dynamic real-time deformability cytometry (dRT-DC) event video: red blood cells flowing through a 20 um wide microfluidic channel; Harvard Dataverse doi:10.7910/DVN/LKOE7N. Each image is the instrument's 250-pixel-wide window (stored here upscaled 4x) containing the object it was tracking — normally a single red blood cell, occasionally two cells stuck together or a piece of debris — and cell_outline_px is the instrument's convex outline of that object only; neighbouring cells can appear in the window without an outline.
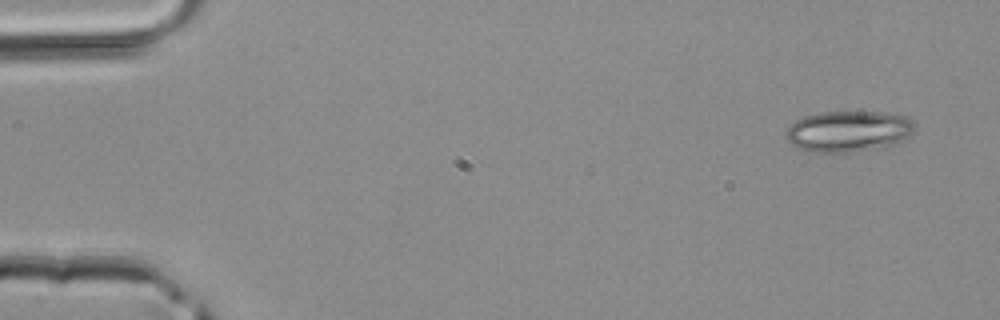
{"species": "common noctule bat (a hibernating species)", "species_latin": "Nyctalus noctula", "temperature_condition": "room temperature", "stored_images_in_passage": 3, "camera_frame_rate_fps": 3000, "um_per_image_px": 0.085, "animal": {"sex": "male", "body_mass_g": 20.4}, "frame": {"image": 1, "passage_image": 1, "time_ms": 0.0, "image_size_px": [1000, 320], "cell_outline_px": [[916, 128], [904, 144], [888, 148], [848, 152], [812, 152], [796, 148], [788, 140], [788, 128], [796, 120], [804, 116], [820, 112], [884, 112], [908, 116], [916, 124]], "centroid_in_image_um": [72.26, 11.18], "position_along_channel_um": 12.7, "area_um2": 31.56}}